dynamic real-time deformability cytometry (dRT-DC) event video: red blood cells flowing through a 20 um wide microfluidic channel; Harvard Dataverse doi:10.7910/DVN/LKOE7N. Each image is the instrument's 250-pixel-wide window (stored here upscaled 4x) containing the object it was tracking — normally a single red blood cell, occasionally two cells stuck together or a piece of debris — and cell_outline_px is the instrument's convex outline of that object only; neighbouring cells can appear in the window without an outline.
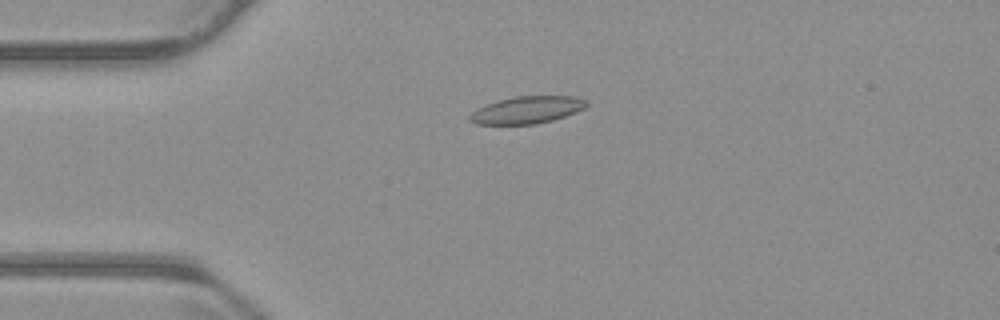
{"species": "common noctule bat (a hibernating species)", "species_latin": "Nyctalus noctula", "temperature_condition": "warm", "stored_images_in_passage": 56, "camera_frame_rate_fps": 3000, "um_per_image_px": 0.085, "animal": {"sex": "male", "body_mass_g": 23.1, "forearm_length_mm": 52.7}, "frame": {"image": 1, "passage_image": 14, "time_ms": 4.333, "image_size_px": [1000, 320], "cell_outline_px": [[588, 104], [584, 108], [576, 112], [552, 120], [536, 124], [476, 124], [468, 120], [468, 116], [476, 108], [496, 100], [512, 96], [576, 96], [588, 100]], "centroid_in_image_um": [44.77, 9.33], "position_along_channel_um": 40.2, "area_um2": 18.73}}
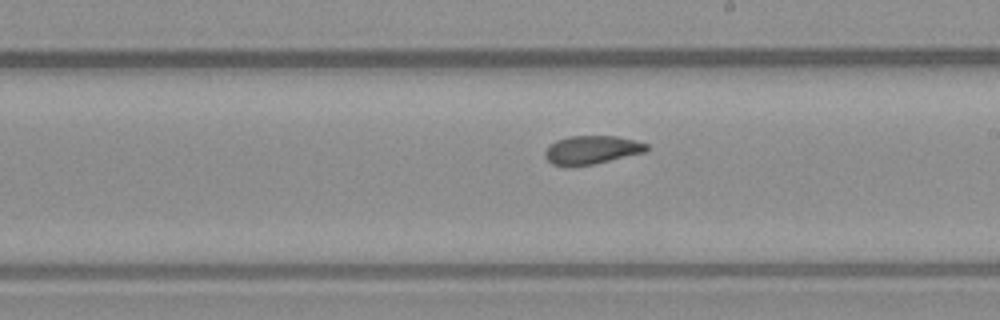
{"frame": {"image": 2, "passage_image": 32, "time_ms": 10.333, "image_size_px": [1000, 320], "cell_outline_px": [[648, 148], [644, 152], [592, 164], [552, 164], [544, 156], [544, 152], [556, 140], [568, 136], [616, 136], [636, 140], [648, 144]], "centroid_in_image_um": [50.32, 12.7], "position_along_channel_um": 238.7, "area_um2": 16.3}}
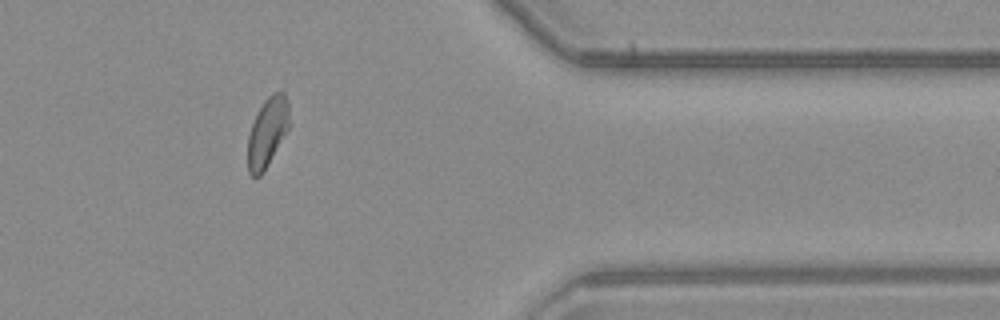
{"frame": {"image": 3, "passage_image": 46, "time_ms": 15.0, "image_size_px": [1000, 320], "cell_outline_px": [[288, 128], [264, 172], [260, 176], [252, 176], [248, 172], [248, 136], [252, 124], [264, 100], [272, 92], [284, 92], [288, 100]], "centroid_in_image_um": [22.72, 11.24], "position_along_channel_um": 388.7, "area_um2": 16.47}, "authors_computed_cell_mechanics": {"area_um2": 17.6868, "velocity_mm_per_s": 3.7183, "shape_relaxation_time_tau1_ms": null, "shape_relaxation_time_tau2_ms": 2.2779, "deformation_change_tau1": null, "deformation_change_tau2": 0.0733}}